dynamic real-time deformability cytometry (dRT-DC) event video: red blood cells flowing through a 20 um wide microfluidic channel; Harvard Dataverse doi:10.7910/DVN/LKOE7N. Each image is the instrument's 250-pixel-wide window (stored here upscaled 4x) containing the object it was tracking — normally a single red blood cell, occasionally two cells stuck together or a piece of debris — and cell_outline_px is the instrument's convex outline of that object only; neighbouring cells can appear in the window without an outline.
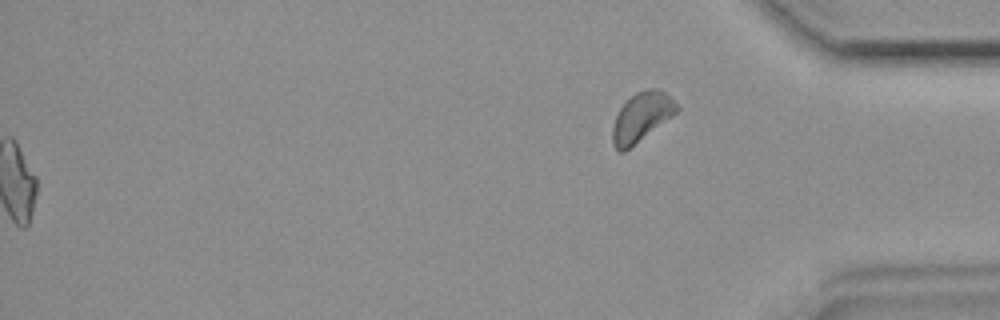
{"species": "common noctule bat (a hibernating species)", "species_latin": "Nyctalus noctula", "temperature_condition": "room temperature", "stored_images_in_passage": 47, "segment_of_instrument_passage": [2, 2], "camera_frame_rate_fps": 3000, "um_per_image_px": 0.085, "animal": {"sex": "female", "body_mass_g": 19.9}, "frame": {"image": 1, "passage_image": 47, "time_ms": 15.333, "image_size_px": [1000, 320], "cell_outline_px": [[680, 108], [672, 116], [624, 152], [620, 152], [612, 144], [612, 128], [616, 116], [620, 108], [636, 92], [644, 88], [656, 88], [664, 92]], "centroid_in_image_um": [54.5, 9.94], "position_along_channel_um": 380.7, "area_um2": 17.98}}